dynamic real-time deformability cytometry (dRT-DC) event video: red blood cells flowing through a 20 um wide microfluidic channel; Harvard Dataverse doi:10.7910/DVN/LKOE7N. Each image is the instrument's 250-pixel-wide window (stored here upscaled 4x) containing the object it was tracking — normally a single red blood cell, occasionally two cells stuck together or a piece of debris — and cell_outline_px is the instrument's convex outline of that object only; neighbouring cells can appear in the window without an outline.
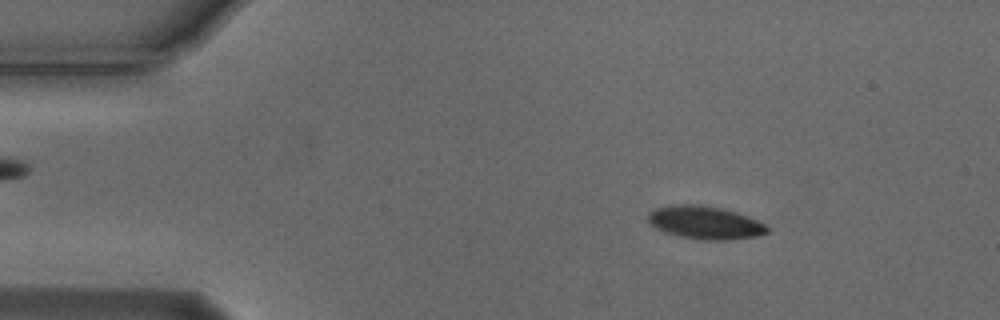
{"species": "Egyptian fruit bat (a non-hibernating species)", "species_latin": "Rousettus aegyptiacus", "temperature_condition": "cold", "stored_images_in_passage": 55, "camera_frame_rate_fps": 3000, "um_per_image_px": 0.085, "animal": {"sex": "male"}, "frame": {"image": 1, "passage_image": 8, "time_ms": 2.333, "image_size_px": [1000, 320], "cell_outline_px": [[768, 232], [760, 236], [728, 240], [704, 240], [680, 236], [664, 232], [648, 224], [648, 212], [656, 208], [672, 204], [700, 204], [720, 208], [736, 212], [748, 216], [764, 224], [768, 228]], "centroid_in_image_um": [59.9, 18.92], "position_along_channel_um": 25.1, "area_um2": 23.06}}
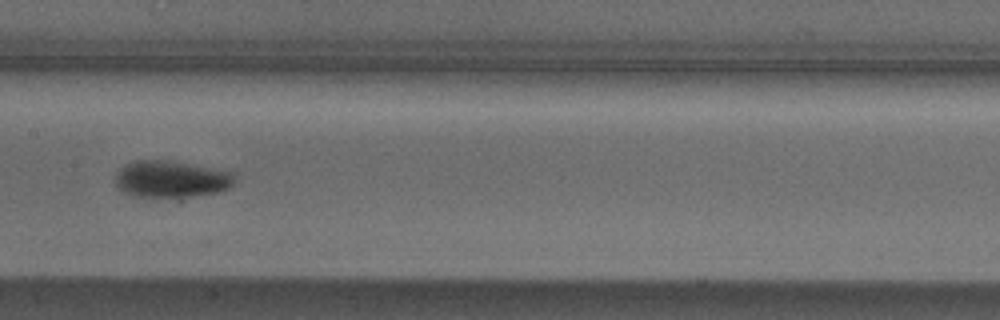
{"frame": {"image": 2, "passage_image": 27, "time_ms": 8.667, "image_size_px": [1000, 320], "cell_outline_px": [[236, 180], [228, 188], [216, 192], [192, 196], [136, 196], [124, 192], [116, 184], [116, 172], [124, 164], [136, 160], [168, 160], [236, 172]], "centroid_in_image_um": [14.57, 15.2], "position_along_channel_um": 192.8, "area_um2": 25.43}}
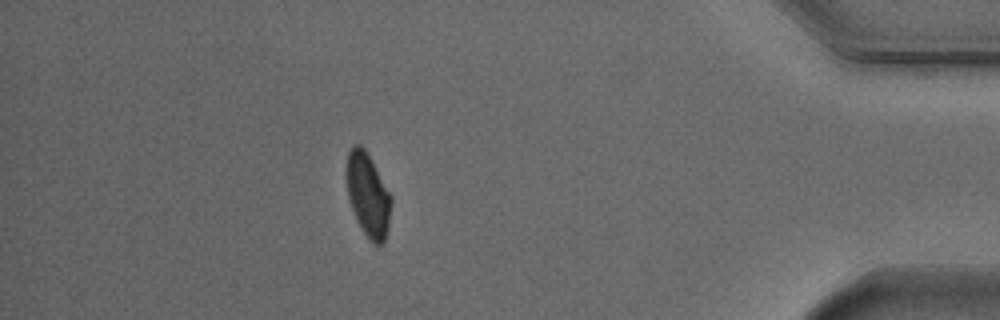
{"frame": {"image": 3, "passage_image": 48, "time_ms": 15.667, "image_size_px": [1000, 320], "cell_outline_px": [[392, 204], [388, 228], [384, 240], [380, 244], [372, 244], [368, 240], [356, 220], [348, 196], [344, 172], [348, 152], [356, 144], [360, 144], [364, 148], [372, 160], [392, 196]], "centroid_in_image_um": [31.26, 16.56], "position_along_channel_um": 403.9, "area_um2": 22.14}, "authors_computed_cell_mechanics": {"area_um2": 22.4842, "velocity_mm_per_s": 3.7212, "shape_relaxation_time_tau1_ms": 5.9915, "shape_relaxation_time_tau2_ms": null, "deformation_change_tau1": 0.1487, "deformation_change_tau2": null}}